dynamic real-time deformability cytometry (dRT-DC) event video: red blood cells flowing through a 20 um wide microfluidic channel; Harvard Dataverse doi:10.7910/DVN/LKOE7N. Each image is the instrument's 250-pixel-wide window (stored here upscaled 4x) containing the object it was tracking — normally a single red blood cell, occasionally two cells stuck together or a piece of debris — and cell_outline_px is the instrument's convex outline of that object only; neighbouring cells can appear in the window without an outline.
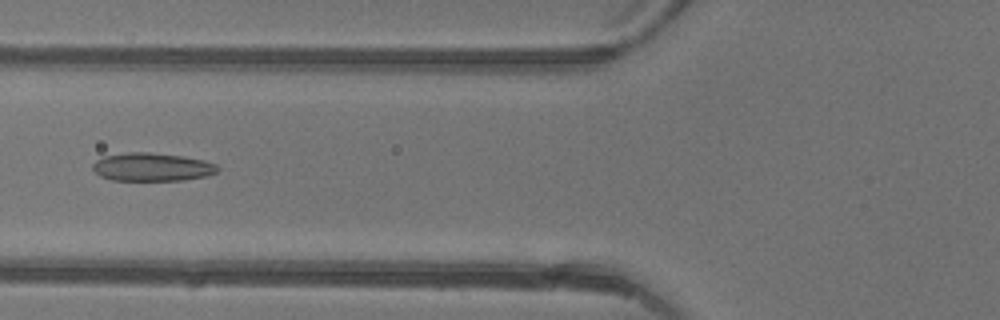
{"species": "common noctule bat (a hibernating species)", "species_latin": "Nyctalus noctula", "temperature_condition": "warm", "stored_images_in_passage": 33, "camera_frame_rate_fps": 3000, "um_per_image_px": 0.085, "animal": {"sex": "female"}, "frame": {"image": 1, "passage_image": 6, "time_ms": 1.667, "image_size_px": [1000, 320], "cell_outline_px": [[220, 168], [216, 172], [208, 176], [184, 180], [112, 180], [100, 176], [92, 168], [92, 164], [96, 160], [104, 156], [124, 152], [148, 152], [184, 156], [204, 160], [216, 164]], "centroid_in_image_um": [12.93, 14.19], "position_along_channel_um": 112.9, "area_um2": 20.69}}
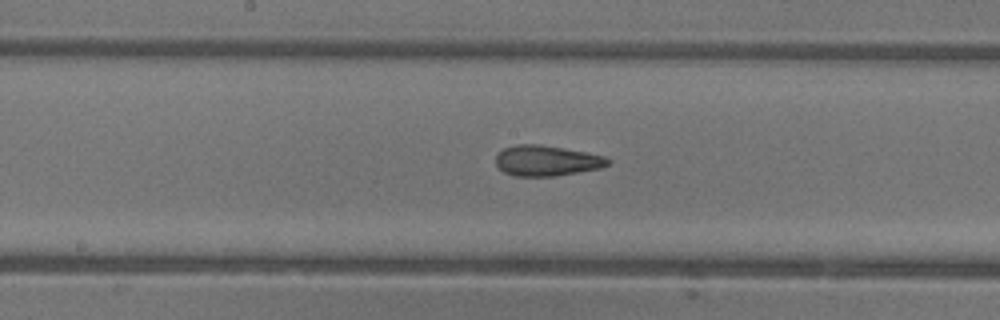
{"frame": {"image": 2, "passage_image": 12, "time_ms": 3.667, "image_size_px": [1000, 320], "cell_outline_px": [[608, 164], [600, 168], [556, 176], [516, 176], [504, 172], [496, 164], [496, 152], [504, 148], [516, 144], [540, 144], [564, 148], [604, 156], [608, 160]], "centroid_in_image_um": [46.41, 13.65], "position_along_channel_um": 201.8, "area_um2": 19.83}}
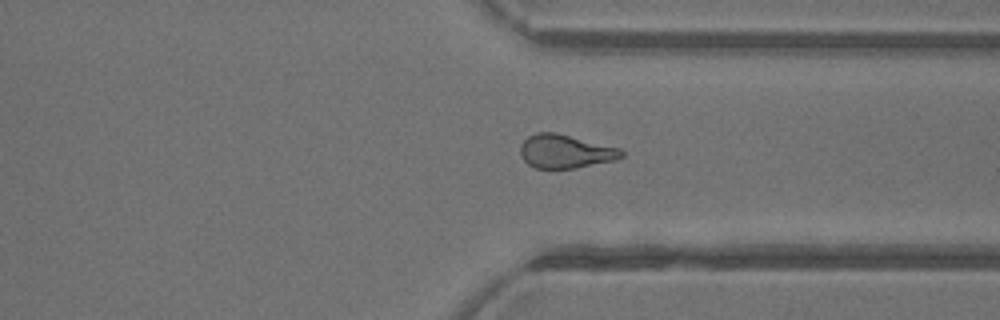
{"frame": {"image": 3, "passage_image": 23, "time_ms": 7.333, "image_size_px": [1000, 320], "cell_outline_px": [[624, 156], [616, 160], [576, 168], [536, 168], [528, 164], [520, 156], [520, 144], [528, 136], [536, 132], [556, 132], [620, 148], [624, 152]], "centroid_in_image_um": [48.05, 12.86], "position_along_channel_um": 363.3, "area_um2": 19.94}}